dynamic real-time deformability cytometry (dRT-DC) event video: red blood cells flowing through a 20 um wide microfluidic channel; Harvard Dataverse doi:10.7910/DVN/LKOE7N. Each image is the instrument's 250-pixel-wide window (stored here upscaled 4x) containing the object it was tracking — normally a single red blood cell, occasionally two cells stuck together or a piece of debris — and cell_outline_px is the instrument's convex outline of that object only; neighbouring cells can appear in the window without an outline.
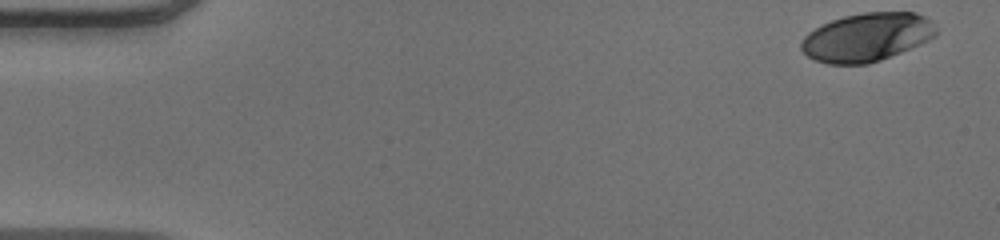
{"species": "human", "species_latin": "Homo sapiens", "temperature_condition": "warm", "stored_images_in_passage": 50, "camera_frame_rate_fps": 3000, "um_per_image_px": 0.085, "donor": {"sex": "male"}, "frame": {"image": 1, "passage_image": 1, "time_ms": 0.0, "image_size_px": [1000, 240], "cell_outline_px": [[936, 36], [920, 44], [880, 60], [868, 64], [828, 64], [816, 60], [808, 56], [800, 48], [800, 44], [804, 36], [808, 32], [832, 20], [844, 16], [864, 12], [916, 12], [932, 20], [936, 28]], "centroid_in_image_um": [73.69, 3.15], "position_along_channel_um": 11.3, "area_um2": 37.97}}
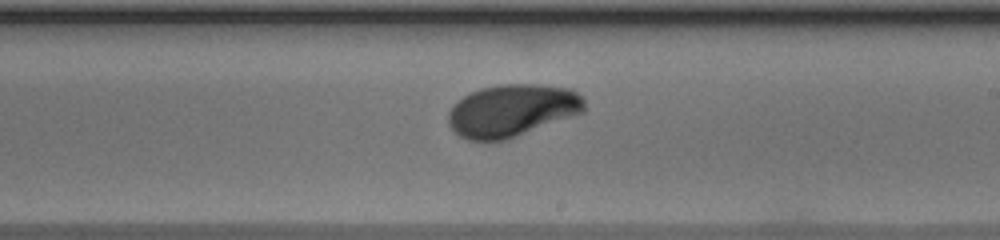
{"frame": {"image": 2, "passage_image": 29, "time_ms": 9.333, "image_size_px": [1000, 240], "cell_outline_px": [[584, 112], [508, 140], [468, 140], [460, 136], [448, 124], [448, 112], [452, 104], [456, 100], [480, 88], [496, 84], [540, 84], [572, 88], [584, 100]], "centroid_in_image_um": [43.51, 9.38], "position_along_channel_um": 245.5, "area_um2": 41.85}}
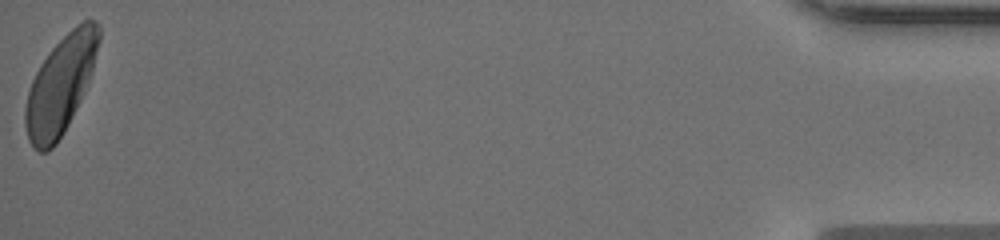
{"frame": {"image": 3, "passage_image": 50, "time_ms": 16.333, "image_size_px": [1000, 240], "cell_outline_px": [[100, 40], [92, 68], [84, 92], [64, 132], [56, 144], [48, 152], [40, 152], [32, 148], [28, 140], [24, 124], [24, 108], [28, 92], [32, 80], [40, 64], [48, 52], [76, 24], [84, 20], [96, 20], [100, 24]], "centroid_in_image_um": [5.12, 7.24], "position_along_channel_um": 430.1, "area_um2": 41.67}, "authors_computed_cell_mechanics": {"area_um2": 40.8646, "velocity_mm_per_s": 3.9972, "shape_relaxation_time_tau1_ms": 3.6024, "shape_relaxation_time_tau2_ms": null, "deformation_change_tau1": 0.1628, "deformation_change_tau2": null}}